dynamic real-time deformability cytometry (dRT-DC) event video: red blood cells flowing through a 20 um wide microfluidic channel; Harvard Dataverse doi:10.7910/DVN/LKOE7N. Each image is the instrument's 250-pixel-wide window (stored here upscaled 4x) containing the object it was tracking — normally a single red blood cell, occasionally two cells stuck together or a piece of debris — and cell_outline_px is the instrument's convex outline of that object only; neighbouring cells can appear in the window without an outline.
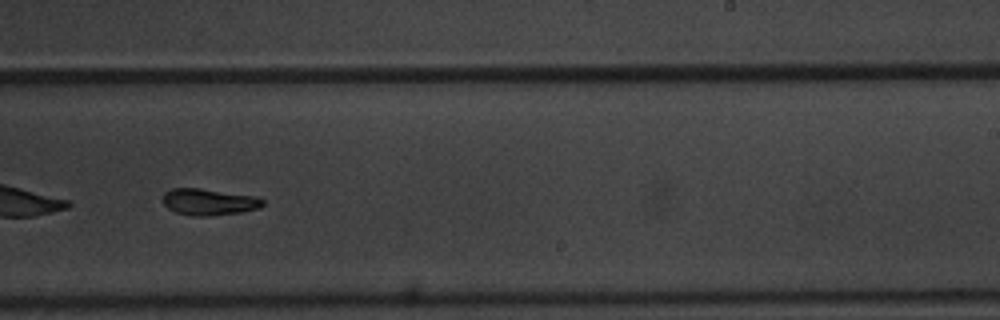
{"species": "common noctule bat (a hibernating species)", "species_latin": "Nyctalus noctula", "temperature_condition": "warm", "stored_images_in_passage": 42, "camera_frame_rate_fps": 3000, "um_per_image_px": 0.085, "animal": {"sex": "male", "body_mass_g": 20.1, "forearm_length_mm": 53.5}, "frame": {"image": 1, "passage_image": 19, "time_ms": 6.0, "image_size_px": [1000, 320], "cell_outline_px": [[264, 204], [260, 208], [240, 212], [208, 216], [192, 216], [176, 212], [168, 208], [164, 204], [164, 192], [172, 188], [200, 188], [256, 196], [264, 200]], "centroid_in_image_um": [17.77, 17.16], "position_along_channel_um": 271.2, "area_um2": 15.43}}
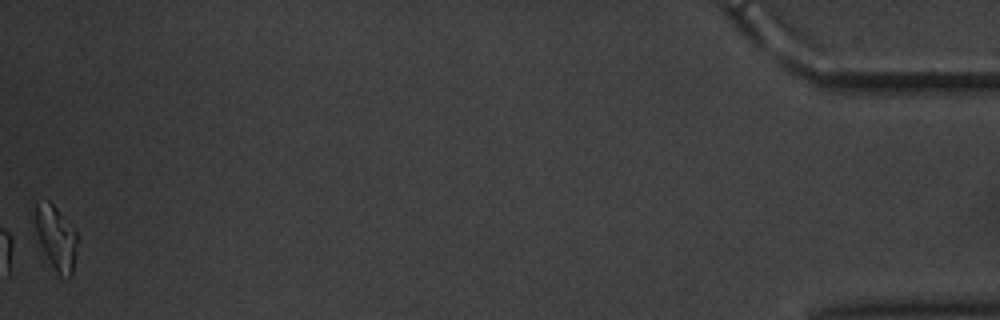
{"frame": {"image": 2, "passage_image": 42, "time_ms": 13.667, "image_size_px": [1000, 320], "cell_outline_px": [[80, 240], [72, 276], [68, 280], [60, 276], [56, 272], [44, 252], [40, 244], [28, 208], [28, 204], [36, 200], [48, 200], [56, 208], [76, 232]], "centroid_in_image_um": [4.7, 20.14], "position_along_channel_um": 430.5, "area_um2": 16.99}}